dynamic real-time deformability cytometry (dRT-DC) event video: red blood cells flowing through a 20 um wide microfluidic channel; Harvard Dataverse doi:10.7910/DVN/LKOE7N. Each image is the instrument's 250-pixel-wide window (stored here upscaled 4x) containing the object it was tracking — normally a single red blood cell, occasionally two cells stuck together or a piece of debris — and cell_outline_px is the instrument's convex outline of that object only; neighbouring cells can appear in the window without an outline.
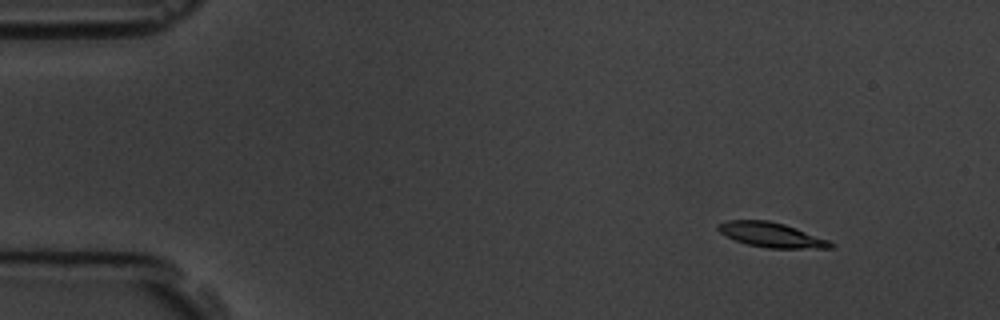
{"species": "common noctule bat (a hibernating species)", "species_latin": "Nyctalus noctula", "temperature_condition": "room temperature", "stored_images_in_passage": 4, "camera_frame_rate_fps": 3000, "um_per_image_px": 0.085, "animal": {"sex": "male", "body_mass_g": 19.5, "forearm_length_mm": 54.6}, "frame": {"image": 1, "passage_image": 1, "time_ms": 0.0, "image_size_px": [1000, 320], "cell_outline_px": [[836, 244], [832, 248], [768, 248], [748, 244], [736, 240], [720, 232], [716, 228], [716, 224], [728, 220], [768, 220], [784, 224], [796, 228], [828, 240]], "centroid_in_image_um": [65.56, 19.96], "position_along_channel_um": 19.4, "area_um2": 16.07}}
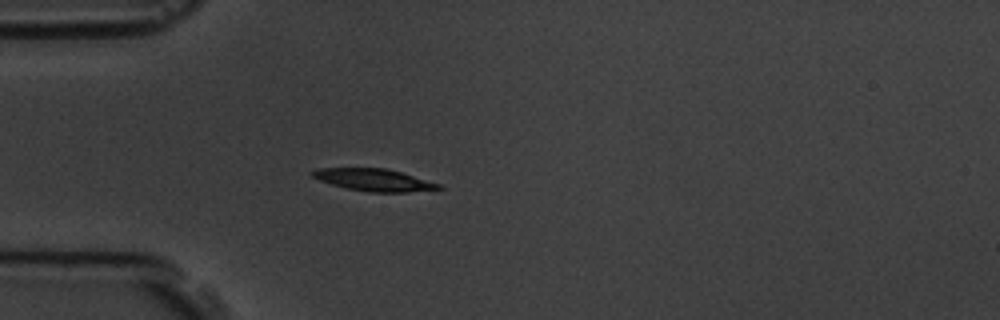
{"frame": {"image": 2, "passage_image": 4, "time_ms": 3.333, "image_size_px": [1000, 320], "cell_outline_px": [[444, 188], [408, 192], [368, 192], [348, 188], [332, 184], [320, 180], [312, 176], [308, 172], [320, 168], [384, 168], [400, 172], [440, 184]], "centroid_in_image_um": [31.76, 15.29], "position_along_channel_um": 53.2, "area_um2": 16.07}}